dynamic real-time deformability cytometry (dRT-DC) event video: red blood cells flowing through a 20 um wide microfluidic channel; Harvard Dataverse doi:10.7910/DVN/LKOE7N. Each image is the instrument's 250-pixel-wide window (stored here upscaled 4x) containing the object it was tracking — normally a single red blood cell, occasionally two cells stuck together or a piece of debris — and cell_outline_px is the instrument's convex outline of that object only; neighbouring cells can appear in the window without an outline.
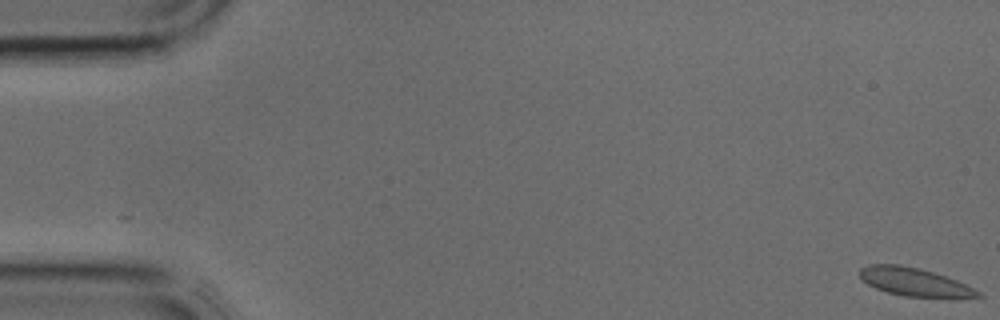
{"species": "common noctule bat (a hibernating species)", "species_latin": "Nyctalus noctula", "temperature_condition": "cold", "stored_images_in_passage": 40, "camera_frame_rate_fps": 3000, "um_per_image_px": 0.085, "animal": {"sex": "male", "body_mass_g": 17.9, "forearm_length_mm": 54.2}, "frame": {"image": 1, "passage_image": 1, "time_ms": 0.0, "image_size_px": [1000, 320], "cell_outline_px": [[984, 296], [904, 296], [888, 292], [876, 288], [868, 284], [860, 276], [860, 268], [868, 264], [900, 264], [920, 268], [956, 280], [980, 292]], "centroid_in_image_um": [77.63, 23.93], "position_along_channel_um": 7.4, "area_um2": 18.73}}
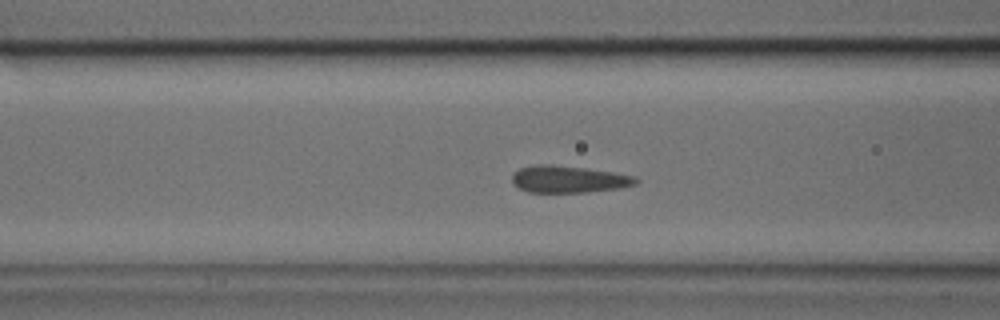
{"frame": {"image": 2, "passage_image": 16, "time_ms": 5.0, "image_size_px": [1000, 320], "cell_outline_px": [[640, 180], [636, 184], [620, 188], [588, 192], [528, 192], [512, 184], [512, 176], [520, 168], [540, 164], [548, 164], [584, 168], [612, 172], [636, 176]], "centroid_in_image_um": [48.36, 15.24], "position_along_channel_um": 118.2, "area_um2": 19.36}}
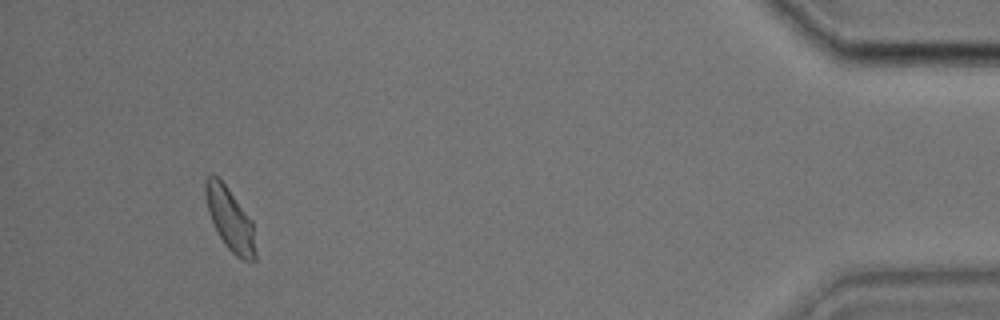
{"frame": {"image": 3, "passage_image": 38, "time_ms": 12.333, "image_size_px": [1000, 320], "cell_outline_px": [[256, 260], [244, 260], [236, 256], [224, 244], [216, 232], [208, 212], [204, 192], [204, 180], [212, 172], [224, 184], [252, 220], [256, 252]], "centroid_in_image_um": [19.52, 18.63], "position_along_channel_um": 415.7, "area_um2": 18.26}}